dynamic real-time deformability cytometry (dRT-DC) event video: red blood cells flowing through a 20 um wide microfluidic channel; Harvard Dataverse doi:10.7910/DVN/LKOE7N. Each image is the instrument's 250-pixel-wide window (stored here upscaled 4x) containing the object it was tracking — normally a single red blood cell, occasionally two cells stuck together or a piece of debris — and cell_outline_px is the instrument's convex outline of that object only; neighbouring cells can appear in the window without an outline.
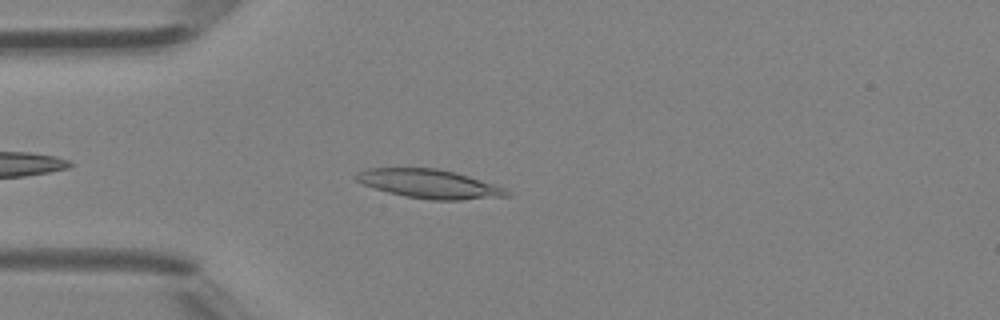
{"species": "Egyptian fruit bat (a non-hibernating species)", "species_latin": "Rousettus aegyptiacus", "temperature_condition": "room temperature", "stored_images_in_passage": 35, "camera_frame_rate_fps": 3000, "um_per_image_px": 0.085, "animal": {"sex": "female"}, "frame": {"image": 1, "passage_image": 4, "time_ms": 1.0, "image_size_px": [1000, 320], "cell_outline_px": [[512, 196], [460, 200], [428, 200], [404, 196], [388, 192], [364, 184], [356, 180], [352, 176], [368, 168], [436, 168], [456, 172], [504, 188]], "centroid_in_image_um": [36.49, 15.63], "position_along_channel_um": 48.5, "area_um2": 25.14}}
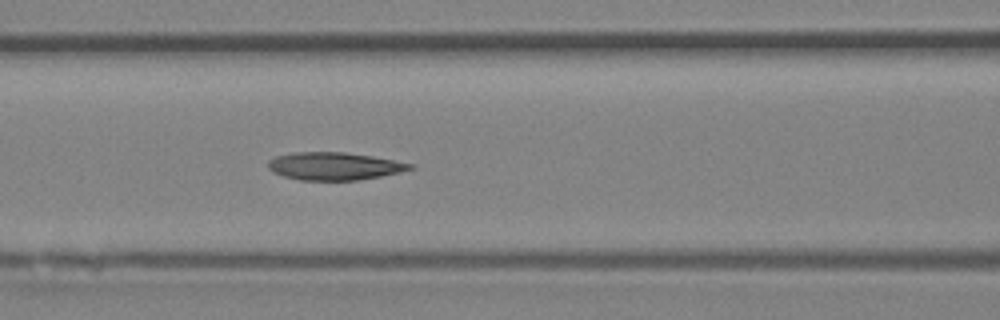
{"frame": {"image": 2, "passage_image": 11, "time_ms": 3.333, "image_size_px": [1000, 320], "cell_outline_px": [[416, 168], [400, 172], [360, 180], [300, 180], [284, 176], [272, 172], [268, 168], [268, 160], [276, 156], [292, 152], [344, 152], [372, 156], [416, 164]], "centroid_in_image_um": [28.43, 14.12], "position_along_channel_um": 138.2, "area_um2": 23.06}}
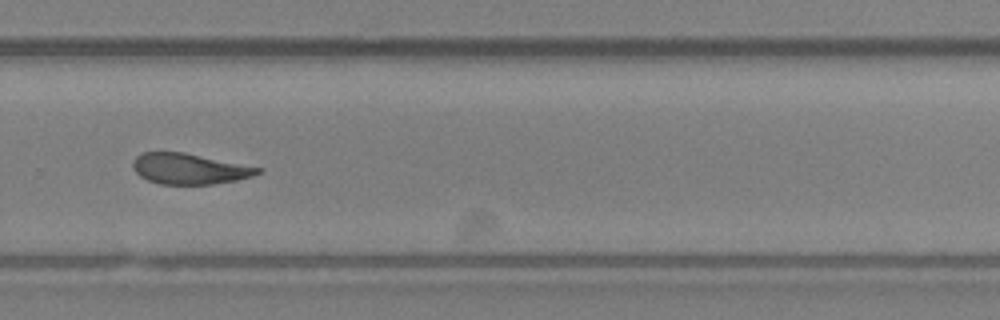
{"frame": {"image": 3, "passage_image": 23, "time_ms": 7.333, "image_size_px": [1000, 320], "cell_outline_px": [[264, 168], [260, 172], [252, 176], [236, 180], [212, 184], [160, 184], [148, 180], [140, 176], [132, 168], [132, 160], [136, 156], [144, 152], [184, 152]], "centroid_in_image_um": [16.08, 14.34], "position_along_channel_um": 313.7, "area_um2": 22.37}, "authors_computed_cell_mechanics": {"area_um2": 23.0622, "velocity_mm_per_s": 4.4109, "shape_relaxation_time_tau1_ms": null, "shape_relaxation_time_tau2_ms": 5.7483, "deformation_change_tau1": null, "deformation_change_tau2": 0.1384}}